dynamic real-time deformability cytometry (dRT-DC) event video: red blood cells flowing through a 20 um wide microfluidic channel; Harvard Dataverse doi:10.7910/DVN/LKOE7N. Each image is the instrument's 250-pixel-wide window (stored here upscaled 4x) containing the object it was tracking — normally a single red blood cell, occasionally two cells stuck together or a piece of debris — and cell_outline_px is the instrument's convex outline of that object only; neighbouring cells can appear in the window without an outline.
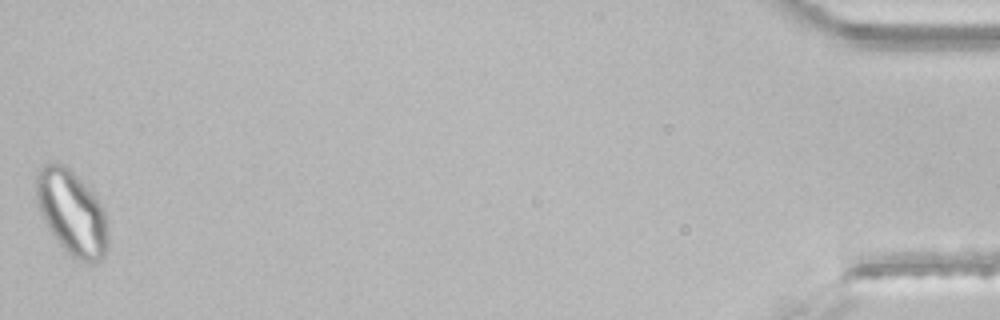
{"species": "common noctule bat (a hibernating species)", "species_latin": "Nyctalus noctula", "temperature_condition": "room temperature", "stored_images_in_passage": 43, "segment_of_instrument_passage": [2, 2], "camera_frame_rate_fps": 3000, "um_per_image_px": 0.085, "animal": {"sex": "male", "body_mass_g": 21.5, "forearm_length_mm": 52.0}, "frame": {"image": 1, "passage_image": 43, "time_ms": 14.0, "image_size_px": [1000, 320], "cell_outline_px": [[108, 252], [96, 264], [88, 264], [72, 256], [56, 240], [36, 200], [36, 172], [44, 164], [64, 164], [100, 200], [104, 208], [108, 220]], "centroid_in_image_um": [6.17, 18.11], "position_along_channel_um": 429.0, "area_um2": 35.32}}